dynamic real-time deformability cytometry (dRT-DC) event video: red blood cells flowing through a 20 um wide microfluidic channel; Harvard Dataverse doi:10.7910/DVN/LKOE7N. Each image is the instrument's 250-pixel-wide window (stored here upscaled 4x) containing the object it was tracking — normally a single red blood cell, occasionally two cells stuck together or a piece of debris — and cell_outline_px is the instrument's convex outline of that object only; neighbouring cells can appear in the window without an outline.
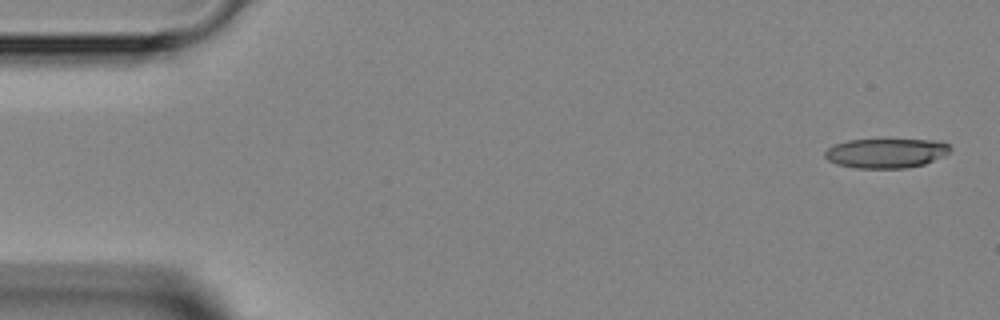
{"species": "Egyptian fruit bat (a non-hibernating species)", "species_latin": "Rousettus aegyptiacus", "temperature_condition": "room temperature", "stored_images_in_passage": 7, "segment_of_instrument_passage": [2, 2], "camera_frame_rate_fps": 3000, "um_per_image_px": 0.085, "animal": {"sex": "female"}, "frame": {"image": 1, "passage_image": 7, "time_ms": 6.667, "image_size_px": [1000, 320], "cell_outline_px": [[952, 148], [948, 152], [924, 164], [904, 168], [856, 168], [836, 164], [828, 160], [824, 156], [824, 152], [828, 148], [836, 144], [848, 140], [940, 140], [948, 144]], "centroid_in_image_um": [75.28, 13.01], "position_along_channel_um": 9.7, "area_um2": 21.33}}